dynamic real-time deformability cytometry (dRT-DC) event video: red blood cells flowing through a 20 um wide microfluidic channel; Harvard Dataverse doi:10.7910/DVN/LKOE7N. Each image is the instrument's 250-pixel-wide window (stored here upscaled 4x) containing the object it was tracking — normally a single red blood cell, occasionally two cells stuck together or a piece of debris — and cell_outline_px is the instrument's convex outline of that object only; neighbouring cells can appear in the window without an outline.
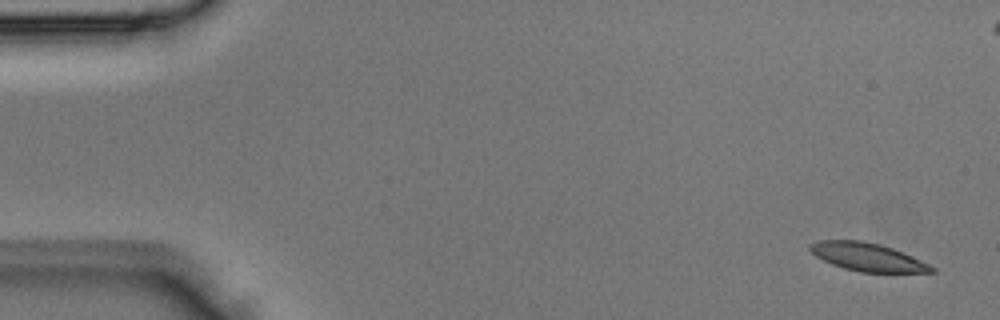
{"species": "Egyptian fruit bat (a non-hibernating species)", "species_latin": "Rousettus aegyptiacus", "temperature_condition": "room temperature", "stored_images_in_passage": 5, "camera_frame_rate_fps": 3000, "um_per_image_px": 0.085, "animal": {"sex": "male"}, "frame": {"image": 1, "passage_image": 1, "time_ms": 0.0, "image_size_px": [1000, 320], "cell_outline_px": [[936, 272], [860, 272], [844, 268], [832, 264], [816, 256], [808, 248], [808, 244], [820, 240], [860, 240], [880, 244], [892, 248], [912, 256], [936, 268]], "centroid_in_image_um": [73.72, 21.84], "position_along_channel_um": 11.3, "area_um2": 19.77}}
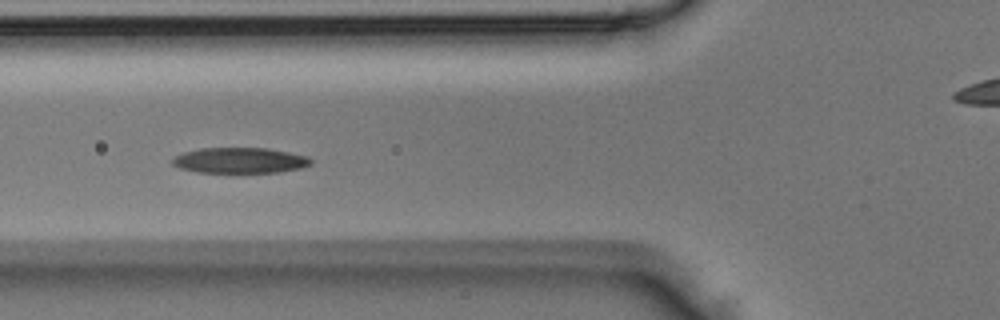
{"frame": {"image": 2, "passage_image": 5, "time_ms": 1.333, "image_size_px": [1000, 320], "cell_outline_px": [[312, 164], [300, 168], [280, 172], [196, 172], [180, 168], [172, 164], [172, 160], [176, 156], [184, 152], [200, 148], [268, 148], [308, 156], [312, 160]], "centroid_in_image_um": [20.41, 13.63], "position_along_channel_um": 105.4, "area_um2": 20.58}}